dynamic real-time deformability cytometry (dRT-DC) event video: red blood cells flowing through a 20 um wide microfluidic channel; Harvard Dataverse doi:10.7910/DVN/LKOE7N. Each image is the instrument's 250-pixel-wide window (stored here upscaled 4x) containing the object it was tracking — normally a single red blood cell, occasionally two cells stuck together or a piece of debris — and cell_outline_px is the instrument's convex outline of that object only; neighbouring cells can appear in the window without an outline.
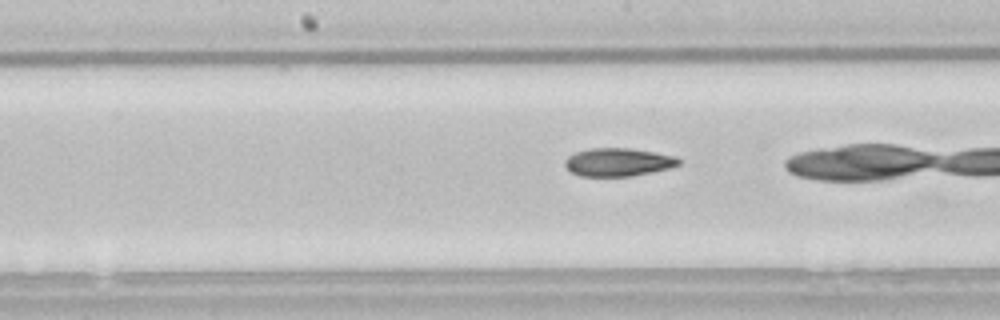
{"species": "common noctule bat (a hibernating species)", "species_latin": "Nyctalus noctula", "temperature_condition": "room temperature", "stored_images_in_passage": 37, "camera_frame_rate_fps": 3000, "um_per_image_px": 0.085, "animal": {"sex": "male", "body_mass_g": 21.5, "forearm_length_mm": 52.0}, "frame": {"image": 1, "passage_image": 23, "time_ms": 7.333, "image_size_px": [1000, 320], "cell_outline_px": [[680, 164], [672, 168], [632, 176], [580, 176], [572, 172], [564, 164], [564, 160], [568, 156], [576, 152], [592, 148], [628, 148], [676, 156], [680, 160]], "centroid_in_image_um": [52.56, 13.79], "position_along_channel_um": 195.6, "area_um2": 18.61}}